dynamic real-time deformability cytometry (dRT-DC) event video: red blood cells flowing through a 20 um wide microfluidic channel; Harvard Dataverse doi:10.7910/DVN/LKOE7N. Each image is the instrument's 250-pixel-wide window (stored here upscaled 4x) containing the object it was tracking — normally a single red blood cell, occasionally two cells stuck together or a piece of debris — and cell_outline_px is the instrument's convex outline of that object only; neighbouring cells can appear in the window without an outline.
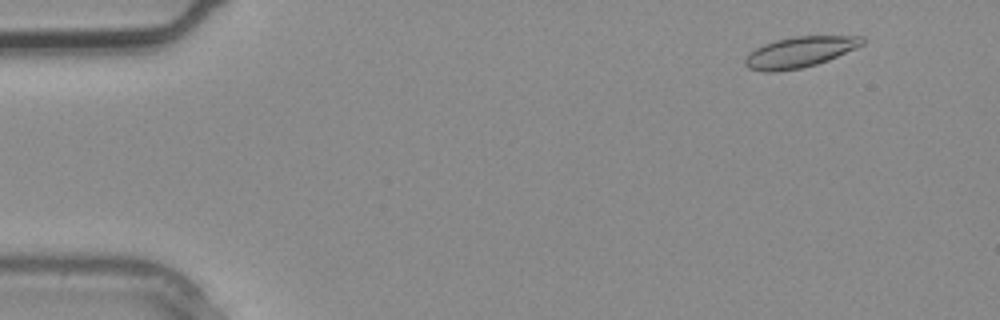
{"species": "common noctule bat (a hibernating species)", "species_latin": "Nyctalus noctula", "temperature_condition": "warm", "stored_images_in_passage": 3, "camera_frame_rate_fps": 3000, "um_per_image_px": 0.085, "animal": {"sex": "male", "body_mass_g": 20.4}, "frame": {"image": 1, "passage_image": 1, "time_ms": 0.0, "image_size_px": [1000, 320], "cell_outline_px": [[864, 44], [856, 48], [828, 60], [816, 64], [800, 68], [776, 72], [764, 72], [748, 68], [744, 64], [744, 60], [748, 52], [764, 44], [776, 40], [796, 36], [864, 36]], "centroid_in_image_um": [67.95, 4.43], "position_along_channel_um": 17.0, "area_um2": 20.98}}
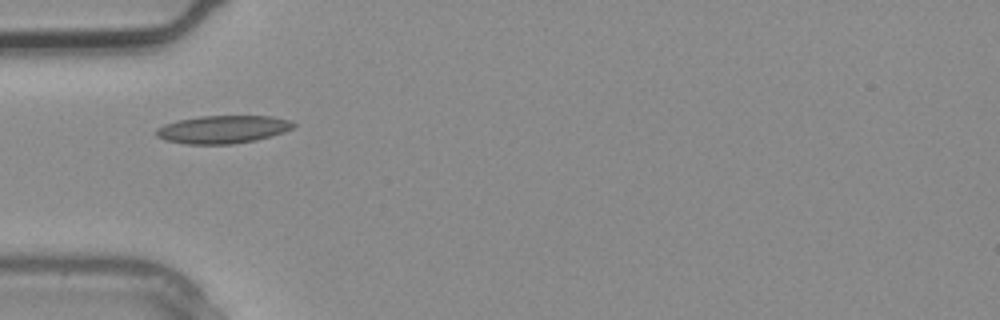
{"frame": {"image": 2, "passage_image": 3, "time_ms": 0.667, "image_size_px": [1000, 320], "cell_outline_px": [[296, 124], [292, 128], [284, 132], [256, 140], [232, 144], [184, 144], [164, 140], [156, 136], [156, 128], [164, 124], [180, 120], [200, 116], [272, 116], [288, 120]], "centroid_in_image_um": [18.91, 11.0], "position_along_channel_um": 66.1, "area_um2": 22.25}}